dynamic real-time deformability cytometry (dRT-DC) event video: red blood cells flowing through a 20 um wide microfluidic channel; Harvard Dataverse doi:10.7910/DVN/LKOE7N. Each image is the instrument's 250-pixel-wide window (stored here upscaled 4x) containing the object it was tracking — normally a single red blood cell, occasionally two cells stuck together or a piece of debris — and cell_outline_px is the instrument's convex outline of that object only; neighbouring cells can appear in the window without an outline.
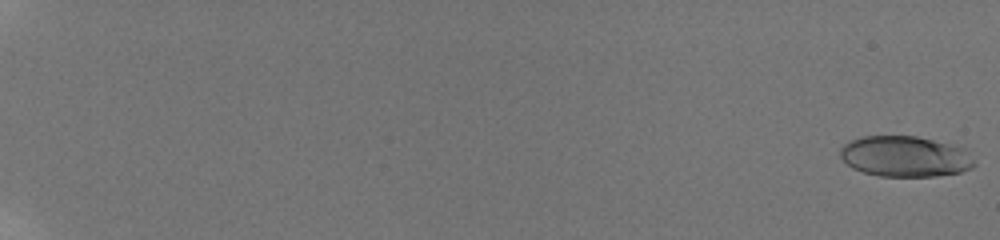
{"species": "human", "species_latin": "Homo sapiens", "temperature_condition": "room temperature", "stored_images_in_passage": 59, "camera_frame_rate_fps": 3000, "um_per_image_px": 0.085, "donor": {"sex": "male"}, "frame": {"image": 1, "passage_image": 1, "time_ms": 0.0, "image_size_px": [1000, 240], "cell_outline_px": [[976, 164], [972, 168], [960, 172], [936, 176], [880, 176], [864, 172], [852, 168], [840, 156], [840, 148], [844, 144], [852, 140], [864, 136], [916, 136], [932, 140], [960, 148]], "centroid_in_image_um": [76.87, 13.31], "position_along_channel_um": 8.1, "area_um2": 31.21}}
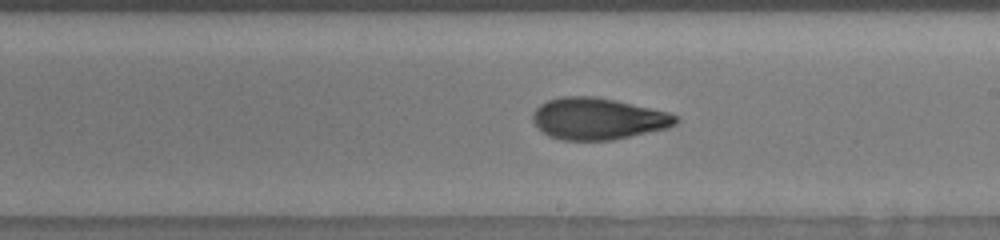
{"frame": {"image": 2, "passage_image": 39, "time_ms": 12.667, "image_size_px": [1000, 240], "cell_outline_px": [[676, 124], [668, 128], [612, 140], [564, 140], [548, 136], [532, 120], [532, 112], [540, 104], [548, 100], [560, 96], [592, 96], [616, 100], [668, 112], [676, 116]], "centroid_in_image_um": [50.8, 10.08], "position_along_channel_um": 238.2, "area_um2": 34.56}}
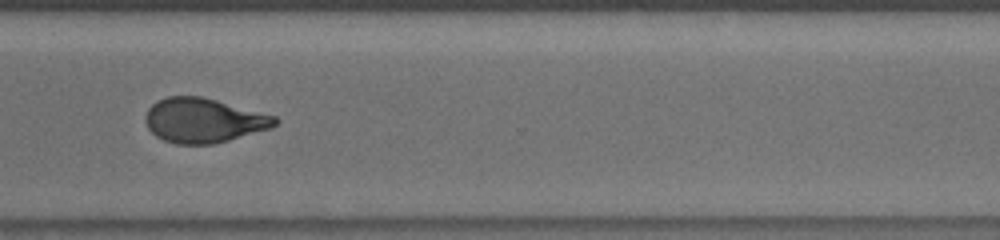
{"frame": {"image": 3, "passage_image": 48, "time_ms": 15.667, "image_size_px": [1000, 240], "cell_outline_px": [[280, 120], [272, 128], [228, 140], [212, 144], [176, 144], [164, 140], [156, 136], [148, 128], [144, 120], [144, 116], [148, 108], [152, 104], [168, 96], [200, 96], [216, 100], [276, 116]], "centroid_in_image_um": [17.3, 10.24], "position_along_channel_um": 353.3, "area_um2": 33.52}, "authors_computed_cell_mechanics": {"area_um2": 33.524, "velocity_mm_per_s": 3.8441, "shape_relaxation_time_tau1_ms": 6.047, "shape_relaxation_time_tau2_ms": 1.8733, "deformation_change_tau1": 0.2349, "deformation_change_tau2": 0.0874}}